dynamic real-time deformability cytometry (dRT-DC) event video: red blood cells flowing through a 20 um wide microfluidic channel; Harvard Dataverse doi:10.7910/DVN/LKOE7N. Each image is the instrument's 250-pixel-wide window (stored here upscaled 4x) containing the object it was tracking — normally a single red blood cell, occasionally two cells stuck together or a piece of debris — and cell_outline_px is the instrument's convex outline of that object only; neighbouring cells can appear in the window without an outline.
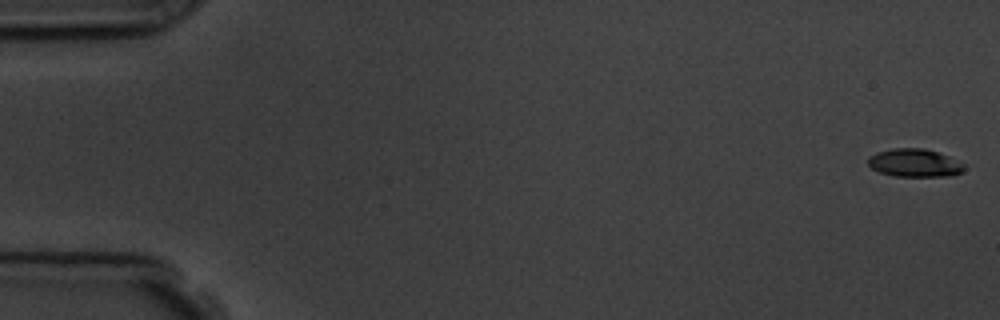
{"species": "common noctule bat (a hibernating species)", "species_latin": "Nyctalus noctula", "temperature_condition": "room temperature", "stored_images_in_passage": 57, "camera_frame_rate_fps": 3000, "um_per_image_px": 0.085, "animal": {"sex": "male", "body_mass_g": 19.5, "forearm_length_mm": 54.6}, "frame": {"image": 1, "passage_image": 1, "time_ms": 0.0, "image_size_px": [1000, 320], "cell_outline_px": [[964, 172], [952, 176], [896, 176], [880, 172], [872, 168], [868, 164], [868, 156], [876, 152], [892, 148], [924, 148], [948, 156], [964, 164]], "centroid_in_image_um": [77.74, 13.85], "position_along_channel_um": 7.3, "area_um2": 15.72}}
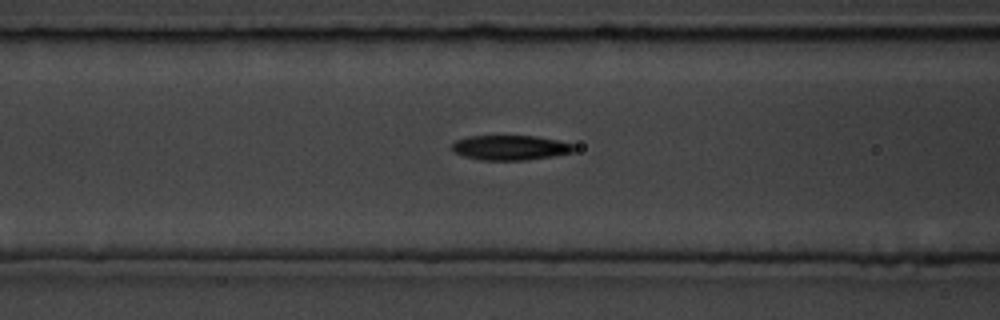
{"frame": {"image": 2, "passage_image": 23, "time_ms": 7.333, "image_size_px": [1000, 320], "cell_outline_px": [[576, 148], [572, 152], [552, 156], [524, 160], [480, 160], [464, 156], [452, 152], [452, 144], [456, 140], [468, 136], [536, 136], [556, 140], [572, 144]], "centroid_in_image_um": [43.33, 12.55], "position_along_channel_um": 123.3, "area_um2": 17.57}}
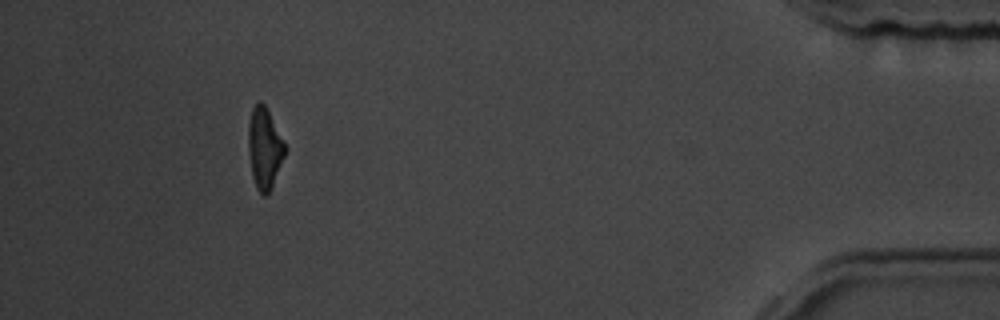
{"frame": {"image": 3, "passage_image": 52, "time_ms": 17.0, "image_size_px": [1000, 320], "cell_outline_px": [[288, 148], [272, 188], [264, 196], [256, 188], [252, 176], [248, 152], [248, 124], [252, 108], [260, 100], [264, 104]], "centroid_in_image_um": [22.49, 12.61], "position_along_channel_um": 412.7, "area_um2": 17.46}, "authors_computed_cell_mechanics": {"area_um2": 17.7446, "velocity_mm_per_s": 3.6351, "shape_relaxation_time_tau1_ms": 2.9683, "shape_relaxation_time_tau2_ms": 3.9355, "deformation_change_tau1": 0.1271, "deformation_change_tau2": 0.1211}}